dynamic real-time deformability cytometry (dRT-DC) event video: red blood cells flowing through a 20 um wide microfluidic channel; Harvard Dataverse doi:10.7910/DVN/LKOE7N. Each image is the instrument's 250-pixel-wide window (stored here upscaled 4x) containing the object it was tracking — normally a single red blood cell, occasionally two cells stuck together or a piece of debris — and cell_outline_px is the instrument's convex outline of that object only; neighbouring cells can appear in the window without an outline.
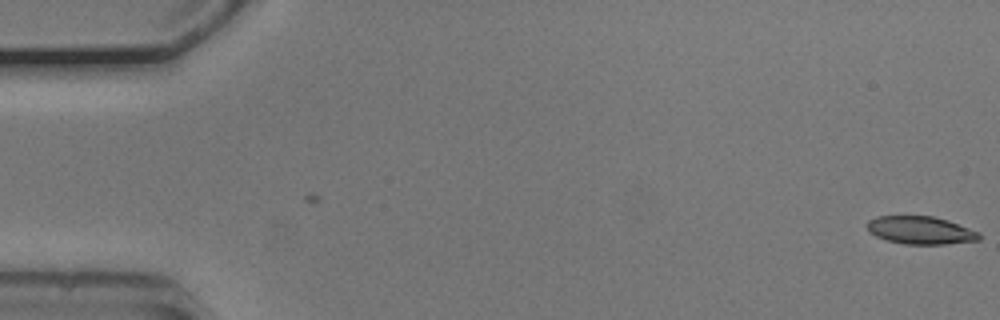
{"species": "common noctule bat (a hibernating species)", "species_latin": "Nyctalus noctula", "temperature_condition": "cold", "stored_images_in_passage": 2, "camera_frame_rate_fps": 3000, "um_per_image_px": 0.085, "animal": {"sex": "male", "body_mass_g": 20.5, "forearm_length_mm": 52.5}, "frame": {"image": 1, "passage_image": 2, "time_ms": 0.333, "image_size_px": [1000, 320], "cell_outline_px": [[980, 240], [944, 244], [904, 244], [888, 240], [876, 236], [868, 232], [868, 220], [876, 216], [932, 216], [948, 220], [980, 232]], "centroid_in_image_um": [78.25, 19.57], "position_along_channel_um": 6.7, "area_um2": 18.15}}